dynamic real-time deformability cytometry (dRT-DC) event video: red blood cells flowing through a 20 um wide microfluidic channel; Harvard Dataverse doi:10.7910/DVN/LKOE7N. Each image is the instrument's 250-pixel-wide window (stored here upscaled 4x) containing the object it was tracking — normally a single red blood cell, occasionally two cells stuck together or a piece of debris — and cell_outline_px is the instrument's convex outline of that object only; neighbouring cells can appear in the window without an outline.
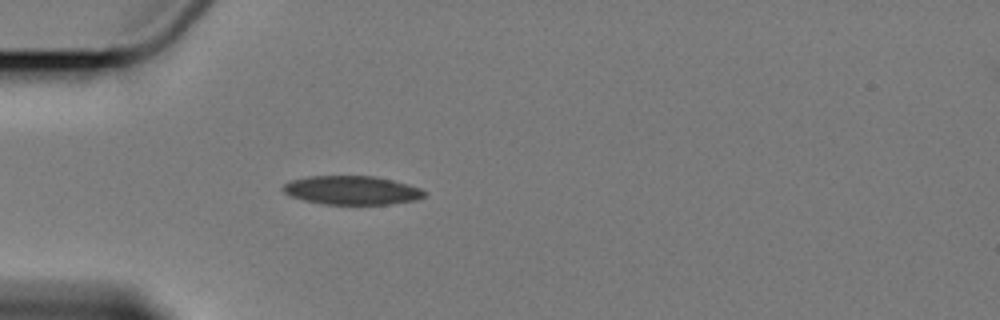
{"species": "Egyptian fruit bat (a non-hibernating species)", "species_latin": "Rousettus aegyptiacus", "temperature_condition": "cold", "stored_images_in_passage": 5, "camera_frame_rate_fps": 3000, "um_per_image_px": 0.085, "animal": {"sex": "female"}, "frame": {"image": 1, "passage_image": 5, "time_ms": 4.667, "image_size_px": [1000, 320], "cell_outline_px": [[428, 192], [424, 196], [416, 200], [388, 204], [324, 204], [304, 200], [292, 196], [284, 192], [280, 188], [284, 184], [292, 180], [308, 176], [376, 176], [408, 184], [420, 188]], "centroid_in_image_um": [29.92, 16.17], "position_along_channel_um": 55.1, "area_um2": 23.64}}